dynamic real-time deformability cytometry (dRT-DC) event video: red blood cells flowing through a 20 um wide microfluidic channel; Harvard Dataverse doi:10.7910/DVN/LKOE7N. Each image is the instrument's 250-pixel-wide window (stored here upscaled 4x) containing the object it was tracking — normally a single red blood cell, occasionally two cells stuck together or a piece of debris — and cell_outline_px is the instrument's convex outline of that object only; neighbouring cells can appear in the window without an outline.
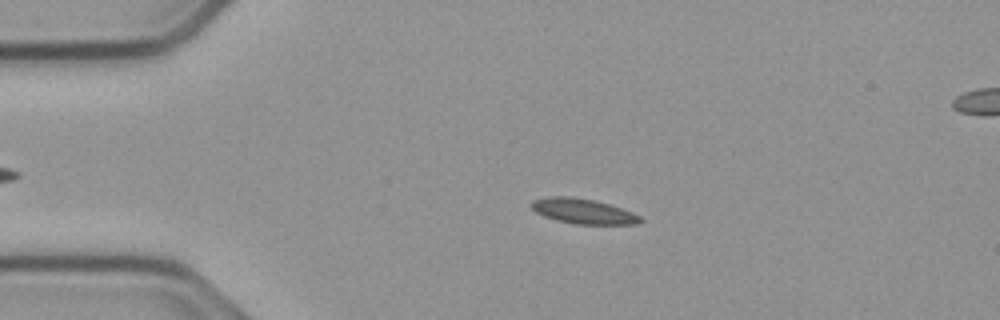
{"species": "common noctule bat (a hibernating species)", "species_latin": "Nyctalus noctula", "temperature_condition": "cold", "stored_images_in_passage": 43, "camera_frame_rate_fps": 3000, "um_per_image_px": 0.085, "animal": {"sex": "male", "body_mass_g": 23.1, "forearm_length_mm": 52.7}, "frame": {"image": 1, "passage_image": 11, "time_ms": 3.333, "image_size_px": [1000, 320], "cell_outline_px": [[644, 220], [636, 224], [576, 224], [556, 220], [544, 216], [536, 212], [528, 204], [532, 200], [552, 196], [568, 196], [592, 200], [608, 204], [632, 212], [640, 216]], "centroid_in_image_um": [49.53, 17.95], "position_along_channel_um": 35.5, "area_um2": 15.78}}
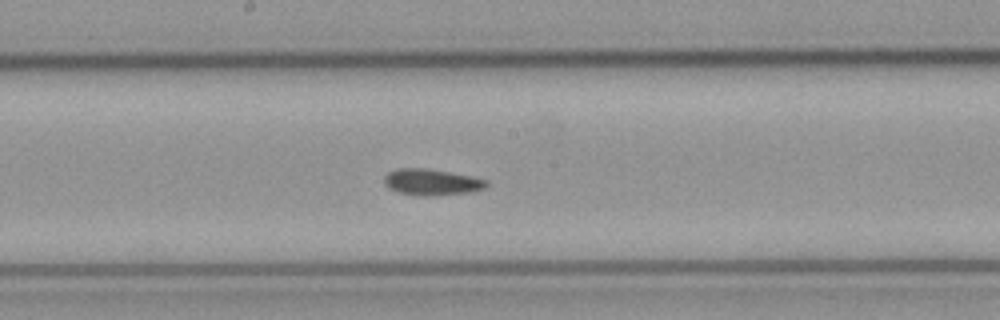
{"frame": {"image": 2, "passage_image": 28, "time_ms": 9.0, "image_size_px": [1000, 320], "cell_outline_px": [[488, 184], [484, 188], [472, 192], [436, 196], [420, 196], [396, 192], [388, 188], [384, 184], [384, 176], [388, 172], [396, 168], [428, 168], [472, 176], [488, 180]], "centroid_in_image_um": [36.67, 15.48], "position_along_channel_um": 211.5, "area_um2": 16.01}}
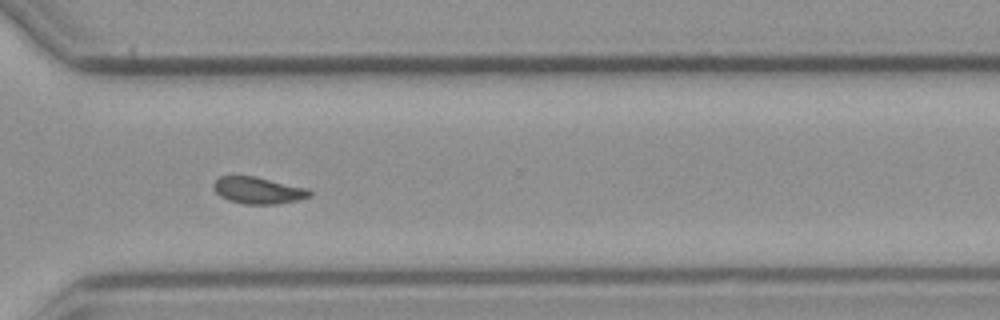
{"frame": {"image": 3, "passage_image": 39, "time_ms": 12.667, "image_size_px": [1000, 320], "cell_outline_px": [[312, 196], [296, 200], [276, 204], [244, 204], [228, 200], [220, 196], [212, 188], [212, 184], [220, 176], [256, 176], [308, 188], [312, 192]], "centroid_in_image_um": [21.94, 16.18], "position_along_channel_um": 348.7, "area_um2": 15.09}, "authors_computed_cell_mechanics": {"area_um2": 15.2014, "velocity_mm_per_s": 3.754, "shape_relaxation_time_tau1_ms": null, "shape_relaxation_time_tau2_ms": 2.4629, "deformation_change_tau1": null, "deformation_change_tau2": 0.0663}}